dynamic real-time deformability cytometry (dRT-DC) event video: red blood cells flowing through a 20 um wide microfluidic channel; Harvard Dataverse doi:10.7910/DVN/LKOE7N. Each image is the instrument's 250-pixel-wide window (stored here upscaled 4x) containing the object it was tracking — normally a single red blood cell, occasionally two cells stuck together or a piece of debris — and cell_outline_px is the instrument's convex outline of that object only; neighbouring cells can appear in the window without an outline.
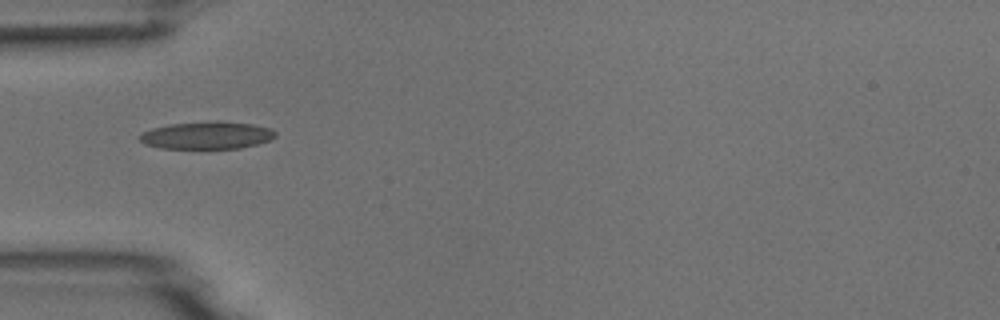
{"species": "common noctule bat (a hibernating species)", "species_latin": "Nyctalus noctula", "temperature_condition": "room temperature", "stored_images_in_passage": 5, "camera_frame_rate_fps": 3000, "um_per_image_px": 0.085, "animal": {"sex": "male", "body_mass_g": 18.8}, "frame": {"image": 1, "passage_image": 2, "time_ms": 2.0, "image_size_px": [1000, 320], "cell_outline_px": [[276, 136], [268, 140], [256, 144], [240, 148], [160, 148], [144, 144], [136, 136], [152, 128], [168, 124], [208, 120], [220, 120], [252, 124], [272, 128], [276, 132]], "centroid_in_image_um": [17.57, 11.48], "position_along_channel_um": 67.4, "area_um2": 22.02}}